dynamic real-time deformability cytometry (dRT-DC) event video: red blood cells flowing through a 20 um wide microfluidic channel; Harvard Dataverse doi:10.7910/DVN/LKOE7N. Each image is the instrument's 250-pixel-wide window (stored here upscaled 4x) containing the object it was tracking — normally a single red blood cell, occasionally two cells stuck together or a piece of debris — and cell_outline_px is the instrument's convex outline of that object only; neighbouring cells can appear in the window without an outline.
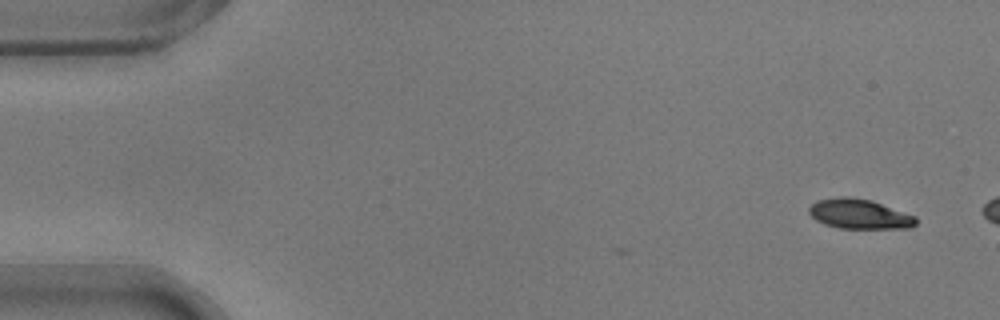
{"species": "common noctule bat (a hibernating species)", "species_latin": "Nyctalus noctula", "temperature_condition": "warm", "stored_images_in_passage": 7, "camera_frame_rate_fps": 3000, "um_per_image_px": 0.085, "animal": {"sex": "male", "body_mass_g": 17.9}, "frame": {"image": 1, "passage_image": 1, "time_ms": 0.0, "image_size_px": [1000, 320], "cell_outline_px": [[916, 224], [912, 228], [840, 228], [824, 224], [816, 220], [808, 212], [808, 208], [816, 200], [840, 196], [848, 196], [872, 200], [916, 216]], "centroid_in_image_um": [73.04, 18.18], "position_along_channel_um": 12.0, "area_um2": 18.67}}